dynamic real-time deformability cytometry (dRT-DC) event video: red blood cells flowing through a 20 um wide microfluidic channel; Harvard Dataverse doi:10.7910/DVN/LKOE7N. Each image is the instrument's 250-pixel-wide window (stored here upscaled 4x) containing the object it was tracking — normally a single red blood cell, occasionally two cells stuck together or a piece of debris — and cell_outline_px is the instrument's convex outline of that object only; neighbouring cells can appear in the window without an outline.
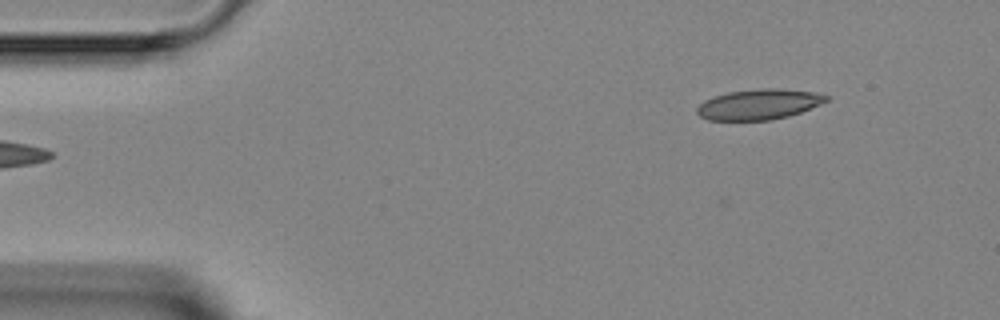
{"species": "Egyptian fruit bat (a non-hibernating species)", "species_latin": "Rousettus aegyptiacus", "temperature_condition": "room temperature", "stored_images_in_passage": 2, "camera_frame_rate_fps": 3000, "um_per_image_px": 0.085, "animal": {"sex": "female"}, "frame": {"image": 1, "passage_image": 2, "time_ms": 1.0, "image_size_px": [1000, 320], "cell_outline_px": [[828, 100], [820, 104], [800, 112], [788, 116], [768, 120], [708, 120], [700, 116], [696, 112], [696, 108], [704, 100], [728, 92], [760, 88], [776, 88], [812, 92], [828, 96]], "centroid_in_image_um": [64.47, 8.87], "position_along_channel_um": 20.5, "area_um2": 22.66}}